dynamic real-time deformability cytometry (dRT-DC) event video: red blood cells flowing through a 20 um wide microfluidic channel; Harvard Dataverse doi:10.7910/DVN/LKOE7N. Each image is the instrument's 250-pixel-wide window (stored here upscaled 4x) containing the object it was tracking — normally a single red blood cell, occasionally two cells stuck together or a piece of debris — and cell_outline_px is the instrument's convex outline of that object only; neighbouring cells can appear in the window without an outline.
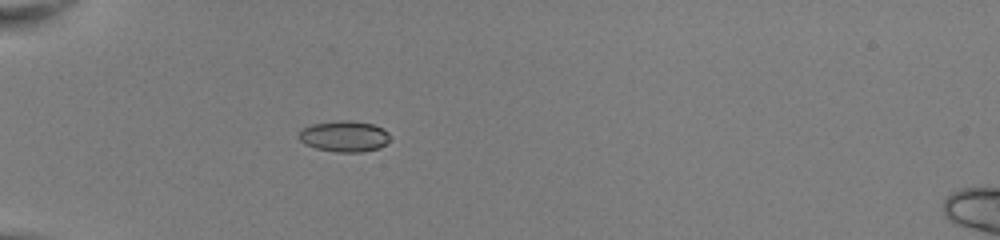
{"species": "common noctule bat (a hibernating species)", "species_latin": "Nyctalus noctula", "temperature_condition": "room temperature", "stored_images_in_passage": 52, "camera_frame_rate_fps": 3000, "um_per_image_px": 0.085, "animal": {"sex": "female", "body_mass_g": 22.0, "forearm_length_mm": 56.7}, "frame": {"image": 1, "passage_image": 18, "time_ms": 5.667, "image_size_px": [1000, 240], "cell_outline_px": [[388, 140], [380, 148], [360, 152], [336, 152], [316, 148], [304, 144], [296, 136], [300, 128], [312, 124], [336, 120], [352, 120], [372, 124], [384, 128], [388, 132]], "centroid_in_image_um": [29.21, 11.57], "position_along_channel_um": 55.8, "area_um2": 16.7}}
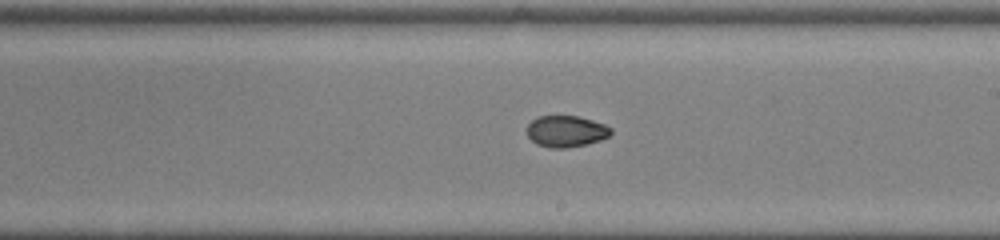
{"frame": {"image": 2, "passage_image": 33, "time_ms": 10.667, "image_size_px": [1000, 240], "cell_outline_px": [[612, 132], [608, 136], [600, 140], [588, 144], [564, 148], [552, 148], [536, 144], [528, 136], [528, 124], [536, 116], [580, 116], [604, 124], [612, 128]], "centroid_in_image_um": [48.12, 11.15], "position_along_channel_um": 240.9, "area_um2": 15.37}}
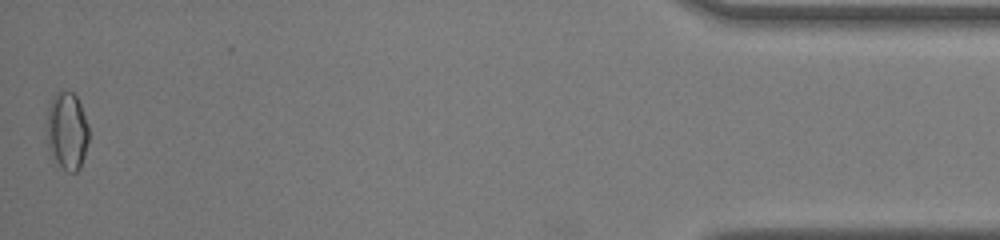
{"frame": {"image": 3, "passage_image": 52, "time_ms": 17.0, "image_size_px": [1000, 240], "cell_outline_px": [[88, 140], [84, 156], [80, 168], [76, 172], [68, 172], [52, 156], [48, 148], [48, 108], [52, 96], [60, 88], [72, 92], [76, 96], [80, 104], [88, 124]], "centroid_in_image_um": [5.71, 11.08], "position_along_channel_um": 429.5, "area_um2": 18.9}, "authors_computed_cell_mechanics": {"area_um2": 16.2996, "velocity_mm_per_s": 4.0755, "shape_relaxation_time_tau1_ms": 6.9528, "shape_relaxation_time_tau2_ms": 1.1903, "deformation_change_tau1": 0.1687, "deformation_change_tau2": 0.0318}}